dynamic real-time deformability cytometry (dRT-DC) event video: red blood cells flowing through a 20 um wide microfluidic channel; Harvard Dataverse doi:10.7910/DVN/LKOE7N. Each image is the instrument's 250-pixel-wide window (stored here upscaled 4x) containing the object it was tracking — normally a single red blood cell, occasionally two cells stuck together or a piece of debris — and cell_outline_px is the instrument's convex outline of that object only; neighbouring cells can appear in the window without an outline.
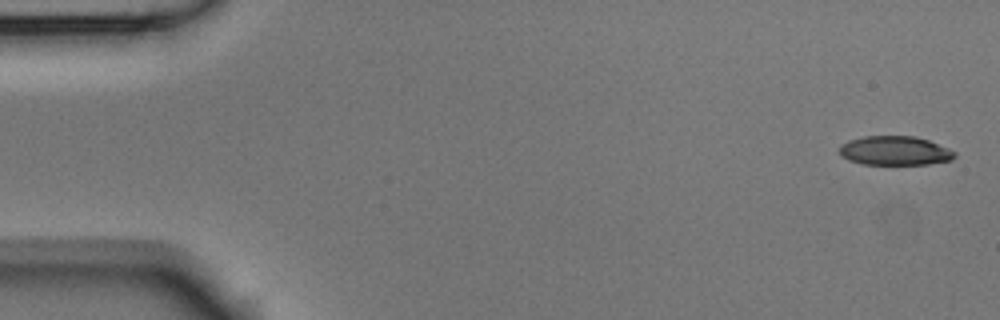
{"species": "Egyptian fruit bat (a non-hibernating species)", "species_latin": "Rousettus aegyptiacus", "temperature_condition": "room temperature", "stored_images_in_passage": 5, "camera_frame_rate_fps": 3000, "um_per_image_px": 0.085, "animal": {"sex": "male"}, "frame": {"image": 1, "passage_image": 1, "time_ms": 0.0, "image_size_px": [1000, 320], "cell_outline_px": [[956, 156], [952, 160], [928, 164], [864, 164], [848, 160], [840, 156], [840, 144], [848, 140], [864, 136], [916, 136], [928, 140], [948, 148], [956, 152]], "centroid_in_image_um": [76.05, 12.81], "position_along_channel_um": 8.9, "area_um2": 19.65}}
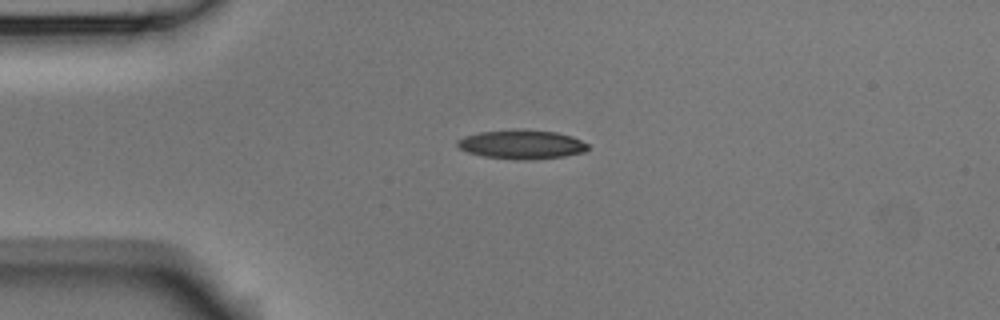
{"frame": {"image": 2, "passage_image": 4, "time_ms": 1.0, "image_size_px": [1000, 320], "cell_outline_px": [[588, 148], [584, 152], [564, 156], [520, 160], [516, 160], [484, 156], [468, 152], [460, 148], [456, 144], [456, 140], [464, 136], [480, 132], [512, 128], [524, 128], [556, 132], [572, 136], [588, 144]], "centroid_in_image_um": [44.32, 12.25], "position_along_channel_um": 40.7, "area_um2": 22.31}}